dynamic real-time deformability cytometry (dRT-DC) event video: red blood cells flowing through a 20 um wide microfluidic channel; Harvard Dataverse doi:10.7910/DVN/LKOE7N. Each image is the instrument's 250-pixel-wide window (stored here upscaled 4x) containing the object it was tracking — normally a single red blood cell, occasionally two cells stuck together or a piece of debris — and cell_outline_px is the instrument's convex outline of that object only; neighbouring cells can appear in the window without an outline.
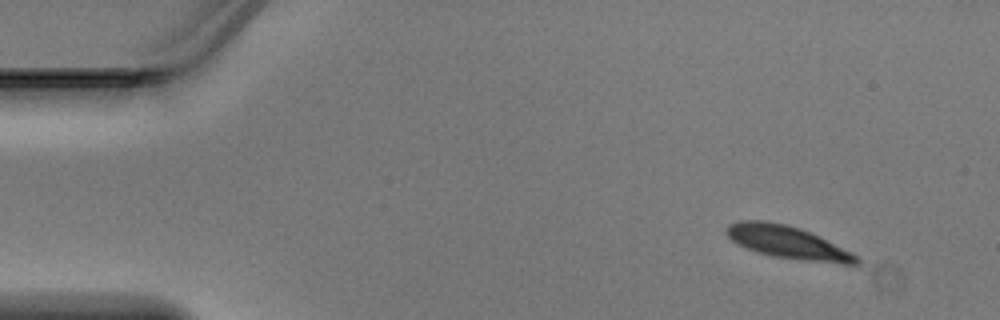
{"species": "Egyptian fruit bat (a non-hibernating species)", "species_latin": "Rousettus aegyptiacus", "temperature_condition": "warm", "stored_images_in_passage": 47, "camera_frame_rate_fps": 3000, "um_per_image_px": 0.085, "animal": {"sex": "male"}, "frame": {"image": 1, "passage_image": 4, "time_ms": 1.0, "image_size_px": [1000, 320], "cell_outline_px": [[860, 264], [844, 264], [804, 260], [772, 256], [756, 252], [736, 244], [724, 232], [728, 224], [740, 220], [764, 220], [784, 224], [800, 228], [820, 236], [860, 256]], "centroid_in_image_um": [66.95, 20.6], "position_along_channel_um": 18.0, "area_um2": 24.91}}
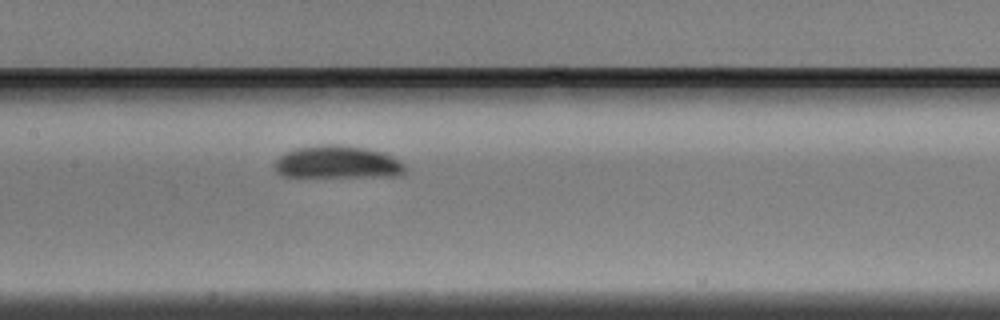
{"frame": {"image": 2, "passage_image": 22, "time_ms": 7.0, "image_size_px": [1000, 320], "cell_outline_px": [[404, 172], [392, 176], [284, 176], [276, 172], [276, 160], [284, 152], [296, 148], [320, 144], [340, 144], [364, 148], [384, 152], [392, 156], [404, 164]], "centroid_in_image_um": [28.67, 13.77], "position_along_channel_um": 178.7, "area_um2": 24.57}}
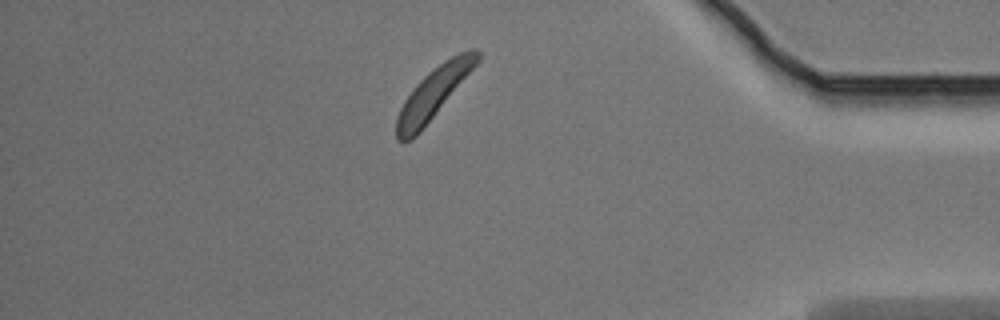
{"frame": {"image": 3, "passage_image": 41, "time_ms": 13.333, "image_size_px": [1000, 320], "cell_outline_px": [[480, 60], [420, 132], [416, 136], [404, 144], [400, 144], [396, 140], [396, 116], [404, 100], [416, 84], [428, 72], [444, 60], [460, 52], [472, 48], [476, 48], [480, 52]], "centroid_in_image_um": [36.81, 7.95], "position_along_channel_um": 398.4, "area_um2": 23.64}}